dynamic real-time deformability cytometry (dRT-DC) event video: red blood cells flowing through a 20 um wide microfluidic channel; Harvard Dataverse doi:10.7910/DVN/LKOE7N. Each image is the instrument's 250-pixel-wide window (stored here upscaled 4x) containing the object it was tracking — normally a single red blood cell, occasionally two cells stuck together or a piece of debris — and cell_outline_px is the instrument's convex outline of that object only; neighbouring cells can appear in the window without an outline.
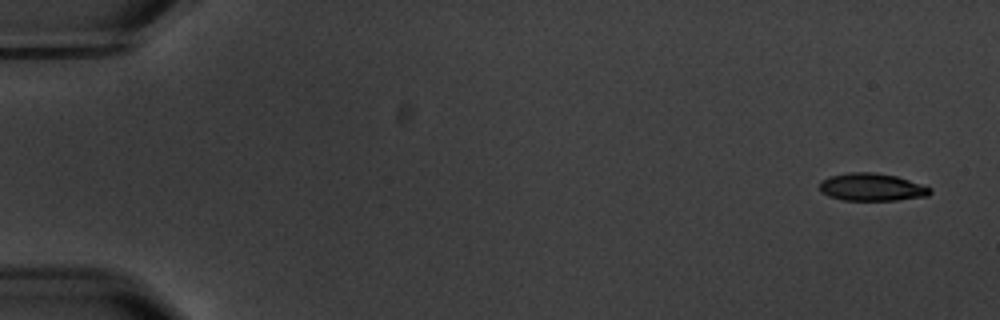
{"species": "common noctule bat (a hibernating species)", "species_latin": "Nyctalus noctula", "temperature_condition": "warm", "stored_images_in_passage": 6, "camera_frame_rate_fps": 3000, "um_per_image_px": 0.085, "animal": {"sex": "male", "body_mass_g": 20.1, "forearm_length_mm": 53.5}, "frame": {"image": 1, "passage_image": 1, "time_ms": 0.0, "image_size_px": [1000, 320], "cell_outline_px": [[932, 192], [928, 196], [896, 200], [844, 200], [828, 196], [820, 188], [820, 180], [832, 176], [848, 172], [872, 172], [896, 176], [932, 188]], "centroid_in_image_um": [74.12, 15.9], "position_along_channel_um": 10.9, "area_um2": 17.63}}